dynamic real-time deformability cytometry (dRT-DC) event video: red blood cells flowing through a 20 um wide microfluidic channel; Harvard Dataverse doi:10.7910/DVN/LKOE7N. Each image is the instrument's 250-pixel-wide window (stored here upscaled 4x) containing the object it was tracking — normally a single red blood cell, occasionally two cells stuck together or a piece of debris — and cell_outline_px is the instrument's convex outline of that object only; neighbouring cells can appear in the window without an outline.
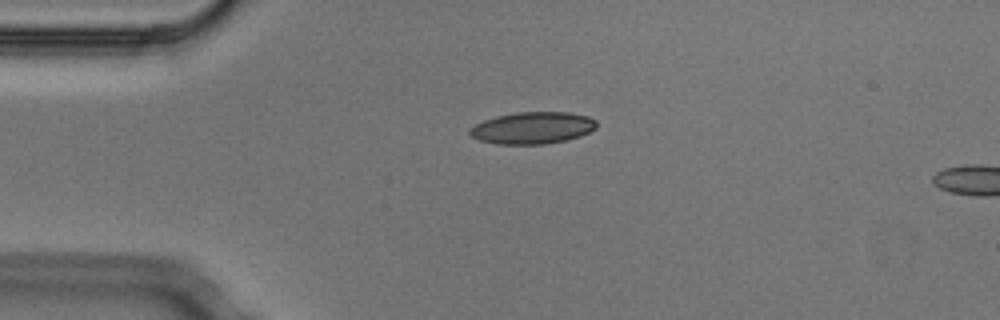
{"species": "Egyptian fruit bat (a non-hibernating species)", "species_latin": "Rousettus aegyptiacus", "temperature_condition": "cold", "stored_images_in_passage": 2, "camera_frame_rate_fps": 3000, "um_per_image_px": 0.085, "animal": {"sex": "male"}, "frame": {"image": 1, "passage_image": 1, "time_ms": 0.0, "image_size_px": [1000, 320], "cell_outline_px": [[596, 128], [580, 136], [564, 140], [544, 144], [496, 144], [480, 140], [472, 136], [468, 132], [468, 128], [484, 120], [496, 116], [516, 112], [568, 112], [588, 116], [596, 120]], "centroid_in_image_um": [45.25, 10.86], "position_along_channel_um": 39.8, "area_um2": 23.52}}